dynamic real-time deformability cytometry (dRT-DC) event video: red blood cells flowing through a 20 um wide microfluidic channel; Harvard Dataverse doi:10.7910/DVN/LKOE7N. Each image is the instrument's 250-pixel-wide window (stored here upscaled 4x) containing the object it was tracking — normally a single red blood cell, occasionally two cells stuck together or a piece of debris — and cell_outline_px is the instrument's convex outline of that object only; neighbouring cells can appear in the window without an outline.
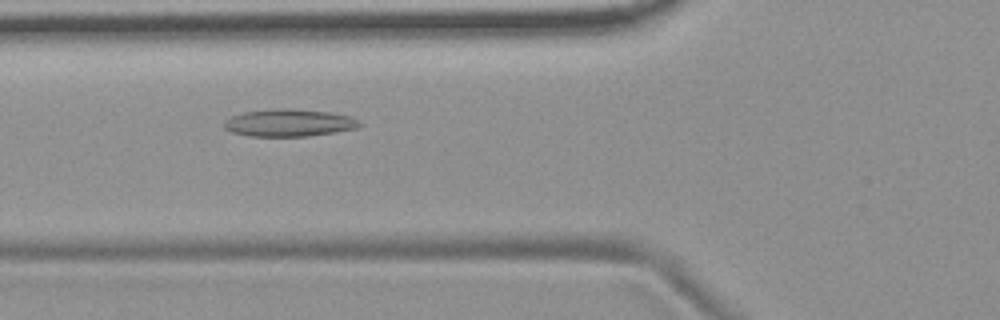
{"species": "common noctule bat (a hibernating species)", "species_latin": "Nyctalus noctula", "temperature_condition": "room temperature", "stored_images_in_passage": 47, "camera_frame_rate_fps": 3000, "um_per_image_px": 0.085, "animal": {"sex": "female", "body_mass_g": 19.9}, "frame": {"image": 1, "passage_image": 13, "time_ms": 4.0, "image_size_px": [1000, 320], "cell_outline_px": [[364, 124], [356, 128], [308, 136], [248, 136], [232, 132], [224, 128], [224, 120], [232, 116], [244, 112], [276, 108], [292, 108], [328, 112], [352, 116], [360, 120]], "centroid_in_image_um": [24.58, 10.43], "position_along_channel_um": 101.2, "area_um2": 21.68}}
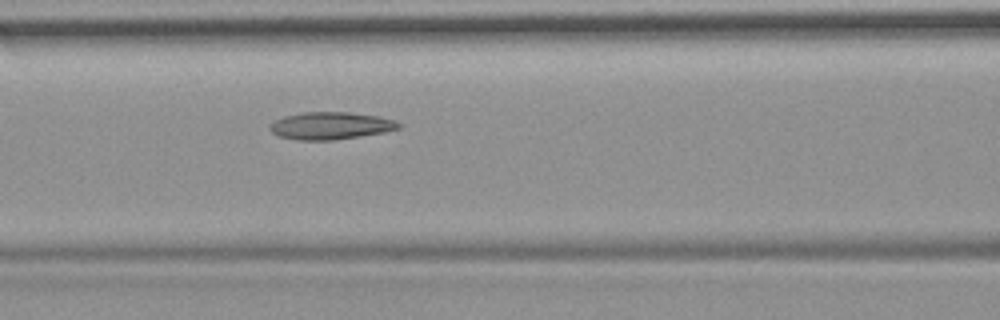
{"frame": {"image": 2, "passage_image": 16, "time_ms": 5.0, "image_size_px": [1000, 320], "cell_outline_px": [[400, 128], [384, 132], [336, 140], [296, 140], [280, 136], [272, 132], [268, 128], [276, 120], [284, 116], [300, 112], [348, 112], [380, 116], [396, 120], [400, 124]], "centroid_in_image_um": [28.12, 10.68], "position_along_channel_um": 138.5, "area_um2": 20.58}}
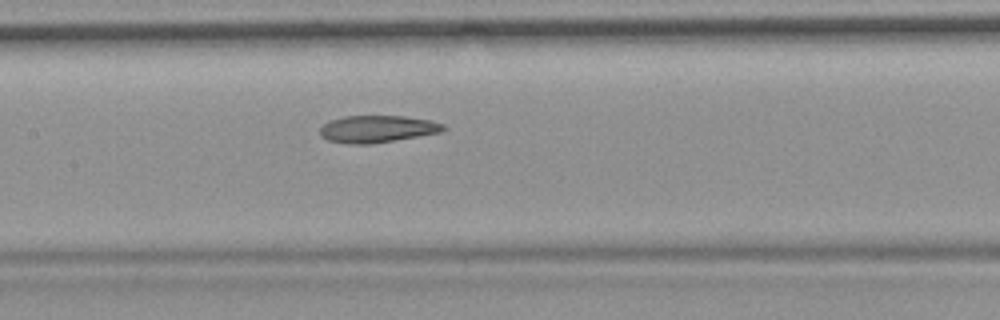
{"frame": {"image": 3, "passage_image": 19, "time_ms": 6.0, "image_size_px": [1000, 320], "cell_outline_px": [[448, 128], [440, 132], [368, 144], [348, 144], [328, 140], [320, 136], [320, 128], [328, 120], [344, 116], [404, 116], [432, 120], [444, 124]], "centroid_in_image_um": [32.05, 10.95], "position_along_channel_um": 175.4, "area_um2": 19.42}, "authors_computed_cell_mechanics": {"area_um2": 20.519, "velocity_mm_per_s": 3.6928, "shape_relaxation_time_tau1_ms": null, "shape_relaxation_time_tau2_ms": 2.7331, "deformation_change_tau1": null, "deformation_change_tau2": 0.0857}}